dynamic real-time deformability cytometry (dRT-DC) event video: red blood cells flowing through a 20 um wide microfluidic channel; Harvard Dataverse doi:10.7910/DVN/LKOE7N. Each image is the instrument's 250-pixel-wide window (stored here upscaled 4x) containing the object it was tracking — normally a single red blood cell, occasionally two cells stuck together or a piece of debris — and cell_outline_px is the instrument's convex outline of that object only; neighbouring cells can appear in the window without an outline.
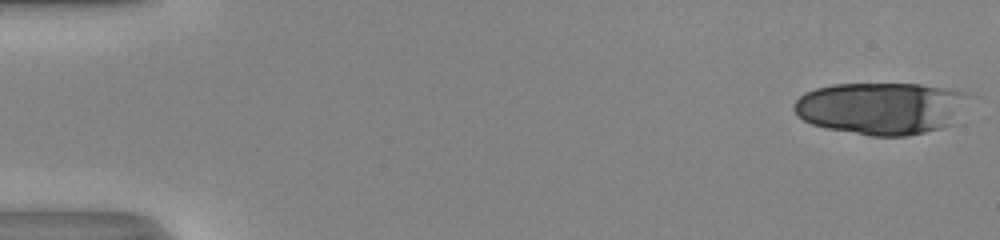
{"species": "human", "species_latin": "Homo sapiens", "temperature_condition": "room temperature", "stored_images_in_passage": 22, "camera_frame_rate_fps": 3000, "um_per_image_px": 0.085, "donor": {"sex": "male"}, "frame": {"image": 1, "passage_image": 1, "time_ms": 0.0, "image_size_px": [1000, 240], "cell_outline_px": [[980, 96], [952, 124], [940, 128], [908, 136], [872, 136], [828, 128], [812, 124], [804, 120], [792, 108], [792, 104], [804, 92], [816, 88], [832, 84], [920, 84], [972, 92]], "centroid_in_image_um": [75.07, 9.18], "position_along_channel_um": 9.9, "area_um2": 54.39}}